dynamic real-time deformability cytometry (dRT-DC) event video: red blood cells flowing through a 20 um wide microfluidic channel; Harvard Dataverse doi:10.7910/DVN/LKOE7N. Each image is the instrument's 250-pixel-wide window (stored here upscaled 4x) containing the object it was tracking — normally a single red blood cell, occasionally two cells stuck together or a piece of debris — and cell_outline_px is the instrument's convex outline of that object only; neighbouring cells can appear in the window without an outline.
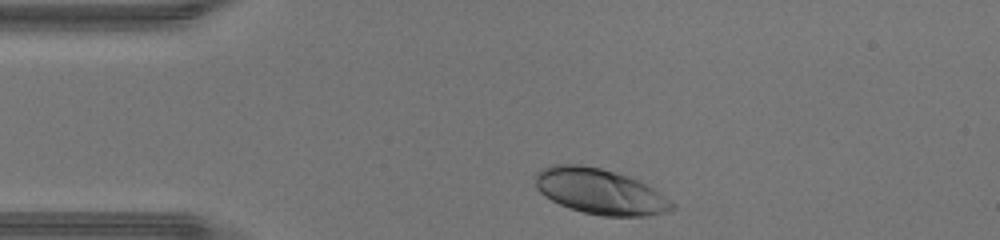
{"species": "human", "species_latin": "Homo sapiens", "temperature_condition": "warm", "stored_images_in_passage": 30, "camera_frame_rate_fps": 3000, "um_per_image_px": 0.085, "donor": {"sex": "male"}, "frame": {"image": 1, "passage_image": 2, "time_ms": 0.333, "image_size_px": [1000, 240], "cell_outline_px": [[676, 208], [664, 212], [648, 216], [604, 216], [584, 212], [568, 208], [544, 196], [536, 188], [536, 172], [552, 164], [580, 164], [600, 168], [628, 176], [660, 192], [676, 204]], "centroid_in_image_um": [51.0, 16.28], "position_along_channel_um": 34.0, "area_um2": 36.13}}
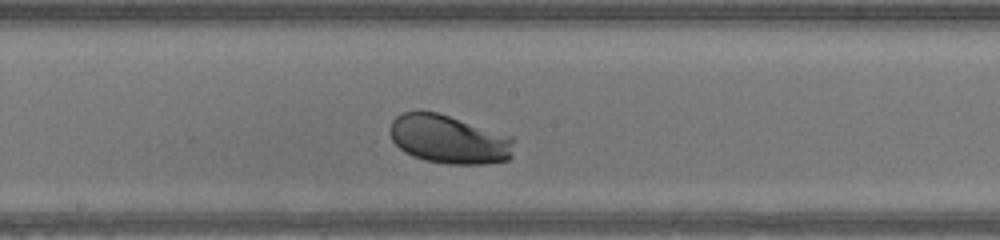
{"frame": {"image": 2, "passage_image": 17, "time_ms": 5.333, "image_size_px": [1000, 240], "cell_outline_px": [[512, 156], [508, 160], [488, 164], [448, 164], [424, 160], [412, 156], [404, 152], [392, 140], [388, 128], [392, 120], [396, 116], [404, 112], [420, 108], [436, 112], [512, 136]], "centroid_in_image_um": [38.1, 11.83], "position_along_channel_um": 210.1, "area_um2": 35.49}}
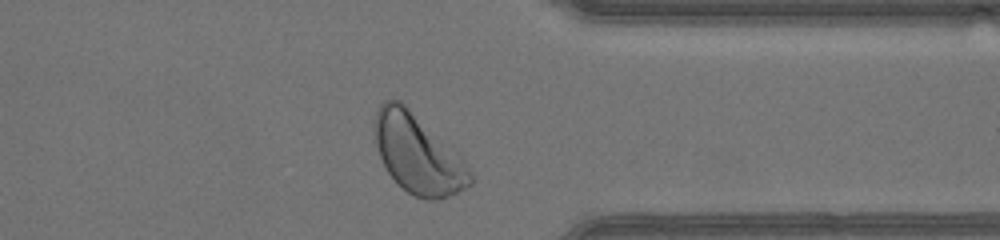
{"frame": {"image": 3, "passage_image": 29, "time_ms": 9.333, "image_size_px": [1000, 240], "cell_outline_px": [[472, 184], [440, 200], [424, 200], [408, 192], [388, 172], [380, 156], [376, 144], [372, 128], [376, 112], [380, 104], [384, 100], [400, 100], [460, 156], [464, 160], [472, 172]], "centroid_in_image_um": [35.5, 13.09], "position_along_channel_um": 375.9, "area_um2": 43.47}, "authors_computed_cell_mechanics": {"area_um2": 35.0268, "velocity_mm_per_s": 4.3279, "shape_relaxation_time_tau1_ms": 1.4274, "shape_relaxation_time_tau2_ms": null, "deformation_change_tau1": 0.1207, "deformation_change_tau2": null}}